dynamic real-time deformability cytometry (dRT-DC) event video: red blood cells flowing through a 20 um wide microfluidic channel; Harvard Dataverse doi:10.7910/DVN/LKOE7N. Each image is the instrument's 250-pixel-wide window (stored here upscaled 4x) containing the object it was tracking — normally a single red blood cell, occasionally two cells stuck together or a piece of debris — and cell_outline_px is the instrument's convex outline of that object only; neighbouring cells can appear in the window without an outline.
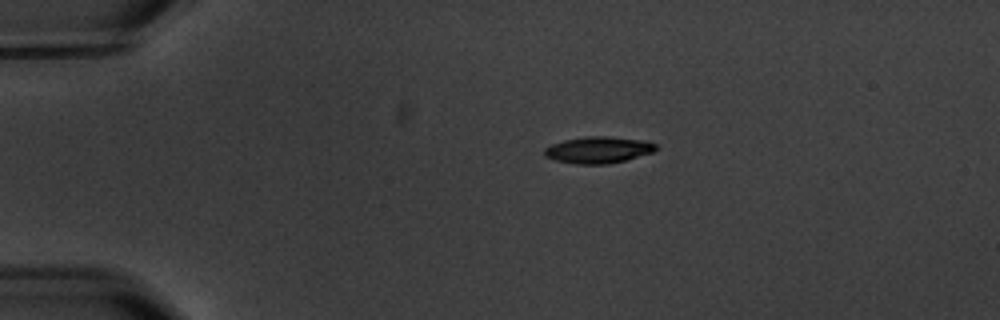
{"species": "common noctule bat (a hibernating species)", "species_latin": "Nyctalus noctula", "temperature_condition": "warm", "stored_images_in_passage": 2, "camera_frame_rate_fps": 3000, "um_per_image_px": 0.085, "animal": {"sex": "male", "body_mass_g": 20.1, "forearm_length_mm": 53.5}, "frame": {"image": 1, "passage_image": 1, "time_ms": 0.0, "image_size_px": [1000, 320], "cell_outline_px": [[660, 148], [652, 152], [624, 160], [608, 164], [576, 164], [556, 160], [544, 156], [544, 148], [552, 144], [564, 140], [588, 136], [608, 136], [644, 140], [656, 144]], "centroid_in_image_um": [50.86, 12.73], "position_along_channel_um": 34.1, "area_um2": 17.22}}